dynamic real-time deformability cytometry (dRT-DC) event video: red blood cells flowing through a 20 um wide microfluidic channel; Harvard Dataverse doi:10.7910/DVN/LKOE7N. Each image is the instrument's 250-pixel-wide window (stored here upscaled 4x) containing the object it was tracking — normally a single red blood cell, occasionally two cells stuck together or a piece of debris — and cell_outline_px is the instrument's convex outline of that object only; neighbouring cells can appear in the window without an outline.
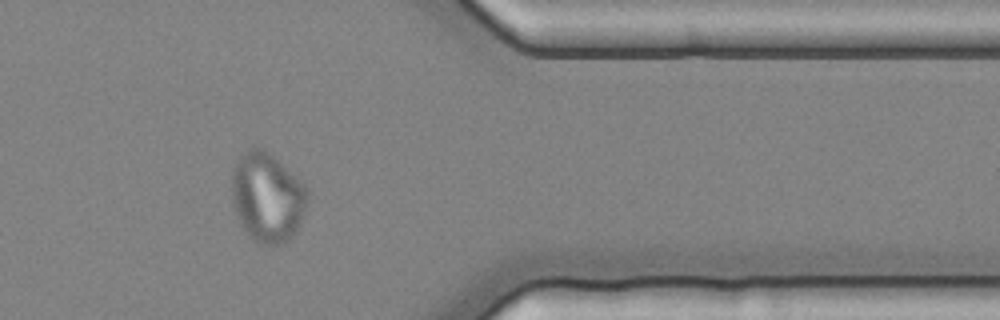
{"species": "common noctule bat (a hibernating species)", "species_latin": "Nyctalus noctula", "temperature_condition": "cold", "stored_images_in_passage": 15, "camera_frame_rate_fps": 3000, "um_per_image_px": 0.085, "animal": {"sex": "female", "body_mass_g": 25.1}, "frame": {"image": 1, "passage_image": 13, "time_ms": 4.0, "image_size_px": [1000, 320], "cell_outline_px": [[308, 200], [300, 224], [292, 236], [288, 240], [280, 244], [264, 244], [252, 240], [240, 224], [236, 216], [232, 204], [232, 168], [248, 148], [260, 148], [268, 152], [300, 180], [308, 188]], "centroid_in_image_um": [22.71, 16.79], "position_along_channel_um": 388.7, "area_um2": 39.36}}
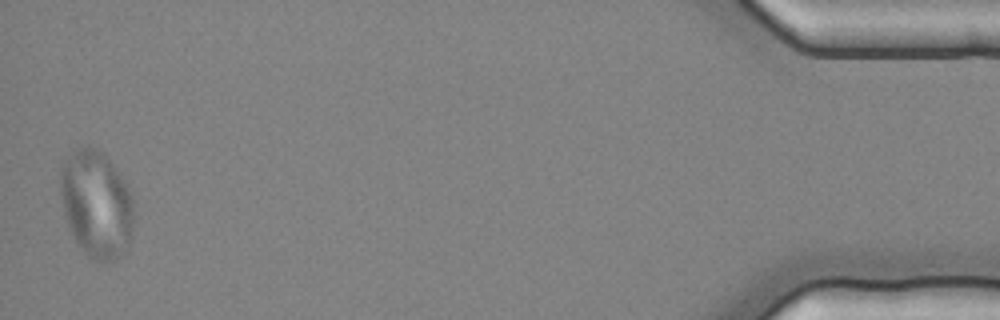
{"frame": {"image": 2, "passage_image": 15, "time_ms": 4.667, "image_size_px": [1000, 320], "cell_outline_px": [[136, 200], [132, 236], [128, 252], [116, 260], [108, 264], [92, 260], [84, 252], [72, 236], [64, 216], [60, 196], [60, 164], [76, 148], [88, 144], [104, 152], [128, 184]], "centroid_in_image_um": [8.24, 17.37], "position_along_channel_um": 427.0, "area_um2": 47.92}}